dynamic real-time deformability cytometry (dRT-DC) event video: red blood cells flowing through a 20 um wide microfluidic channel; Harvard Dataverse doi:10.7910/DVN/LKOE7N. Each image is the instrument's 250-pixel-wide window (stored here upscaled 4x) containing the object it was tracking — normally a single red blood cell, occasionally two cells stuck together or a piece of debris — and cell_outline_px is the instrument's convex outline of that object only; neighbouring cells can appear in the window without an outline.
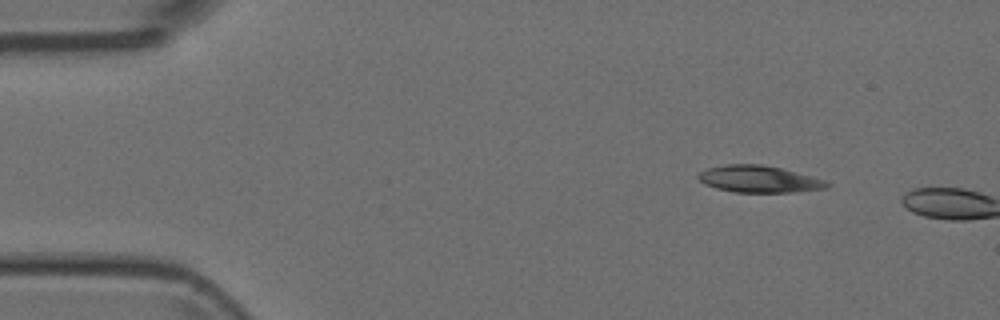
{"species": "Egyptian fruit bat (a non-hibernating species)", "species_latin": "Rousettus aegyptiacus", "temperature_condition": "room temperature", "stored_images_in_passage": 2, "camera_frame_rate_fps": 3000, "um_per_image_px": 0.085, "animal": {"sex": "female"}, "frame": {"image": 1, "passage_image": 1, "time_ms": 0.0, "image_size_px": [1000, 320], "cell_outline_px": [[832, 184], [828, 188], [792, 192], [736, 192], [716, 188], [704, 184], [696, 176], [700, 172], [708, 168], [728, 164], [760, 164], [780, 168], [824, 180]], "centroid_in_image_um": [64.5, 15.23], "position_along_channel_um": 20.5, "area_um2": 19.88}}